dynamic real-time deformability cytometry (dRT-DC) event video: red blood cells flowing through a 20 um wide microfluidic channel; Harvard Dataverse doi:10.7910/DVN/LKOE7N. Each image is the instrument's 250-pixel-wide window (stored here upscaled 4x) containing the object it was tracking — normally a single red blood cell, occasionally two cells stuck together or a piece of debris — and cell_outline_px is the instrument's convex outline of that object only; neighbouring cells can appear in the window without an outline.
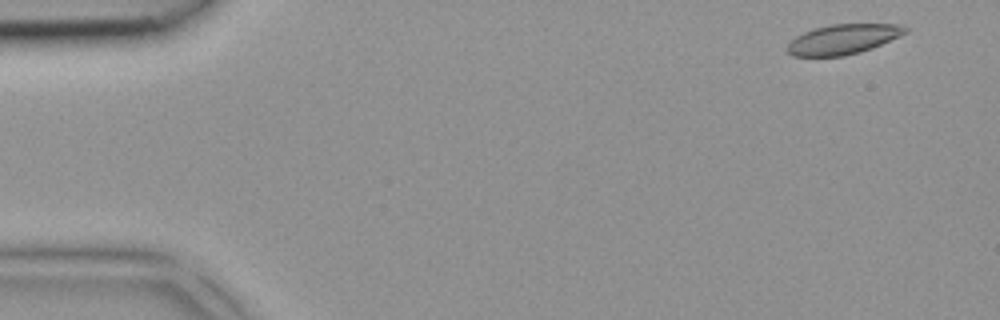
{"species": "common noctule bat (a hibernating species)", "species_latin": "Nyctalus noctula", "temperature_condition": "room temperature", "stored_images_in_passage": 4, "camera_frame_rate_fps": 3000, "um_per_image_px": 0.085, "animal": {"sex": "female", "body_mass_g": 18.4}, "frame": {"image": 1, "passage_image": 1, "time_ms": 0.0, "image_size_px": [1000, 320], "cell_outline_px": [[908, 32], [872, 48], [860, 52], [844, 56], [792, 56], [788, 52], [788, 44], [796, 36], [804, 32], [816, 28], [832, 24], [896, 24], [908, 28]], "centroid_in_image_um": [71.67, 3.34], "position_along_channel_um": 13.3, "area_um2": 20.35}}
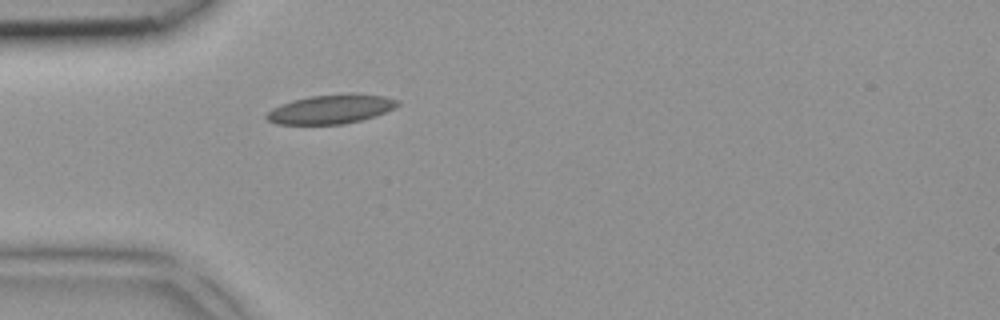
{"frame": {"image": 2, "passage_image": 4, "time_ms": 1.0, "image_size_px": [1000, 320], "cell_outline_px": [[400, 104], [376, 116], [344, 124], [276, 124], [268, 120], [264, 116], [272, 108], [280, 104], [292, 100], [308, 96], [384, 96], [400, 100]], "centroid_in_image_um": [28.05, 9.32], "position_along_channel_um": 56.9, "area_um2": 21.39}}